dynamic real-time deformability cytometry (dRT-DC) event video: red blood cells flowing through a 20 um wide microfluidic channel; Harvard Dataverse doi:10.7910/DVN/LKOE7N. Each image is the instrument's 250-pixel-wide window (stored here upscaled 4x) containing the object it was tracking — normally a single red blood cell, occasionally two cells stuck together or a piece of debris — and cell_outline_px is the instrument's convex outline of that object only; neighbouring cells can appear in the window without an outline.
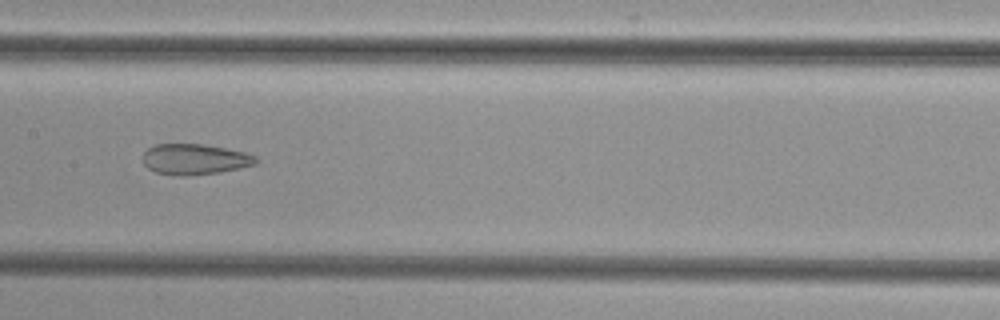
{"species": "common noctule bat (a hibernating species)", "species_latin": "Nyctalus noctula", "temperature_condition": "cold", "stored_images_in_passage": 52, "camera_frame_rate_fps": 3000, "um_per_image_px": 0.085, "animal": {"sex": "female", "body_mass_g": 29.2, "forearm_length_mm": 56.3}, "frame": {"image": 1, "passage_image": 26, "time_ms": 8.333, "image_size_px": [1000, 320], "cell_outline_px": [[260, 160], [256, 164], [240, 168], [220, 172], [184, 176], [180, 176], [156, 172], [148, 168], [144, 164], [144, 152], [148, 148], [156, 144], [204, 144], [244, 152], [256, 156]], "centroid_in_image_um": [16.58, 13.54], "position_along_channel_um": 190.8, "area_um2": 20.17}}
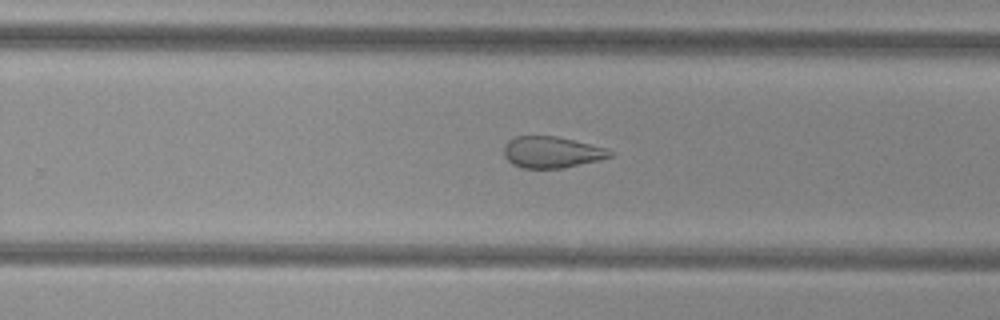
{"frame": {"image": 2, "passage_image": 33, "time_ms": 10.667, "image_size_px": [1000, 320], "cell_outline_px": [[616, 152], [612, 156], [596, 160], [560, 168], [520, 168], [512, 164], [504, 156], [504, 144], [508, 140], [516, 136], [556, 136], [608, 148]], "centroid_in_image_um": [46.88, 12.92], "position_along_channel_um": 282.9, "area_um2": 19.36}}
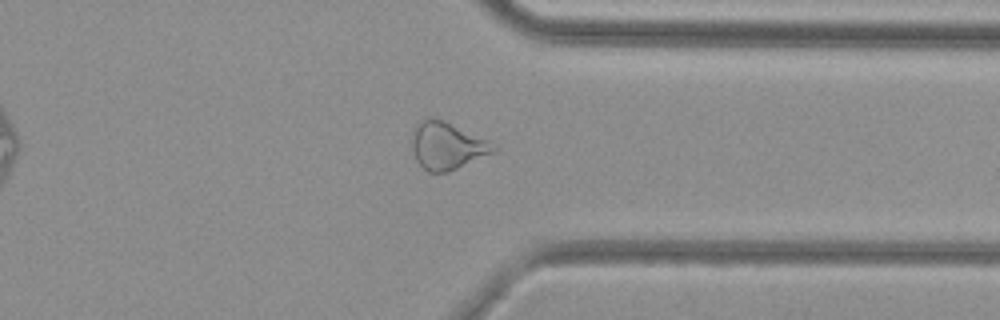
{"frame": {"image": 3, "passage_image": 40, "time_ms": 13.0, "image_size_px": [1000, 320], "cell_outline_px": [[500, 148], [496, 152], [448, 172], [428, 172], [416, 160], [412, 148], [412, 136], [416, 124], [432, 116], [444, 120], [488, 140]], "centroid_in_image_um": [38.03, 12.39], "position_along_channel_um": 373.4, "area_um2": 22.54}}